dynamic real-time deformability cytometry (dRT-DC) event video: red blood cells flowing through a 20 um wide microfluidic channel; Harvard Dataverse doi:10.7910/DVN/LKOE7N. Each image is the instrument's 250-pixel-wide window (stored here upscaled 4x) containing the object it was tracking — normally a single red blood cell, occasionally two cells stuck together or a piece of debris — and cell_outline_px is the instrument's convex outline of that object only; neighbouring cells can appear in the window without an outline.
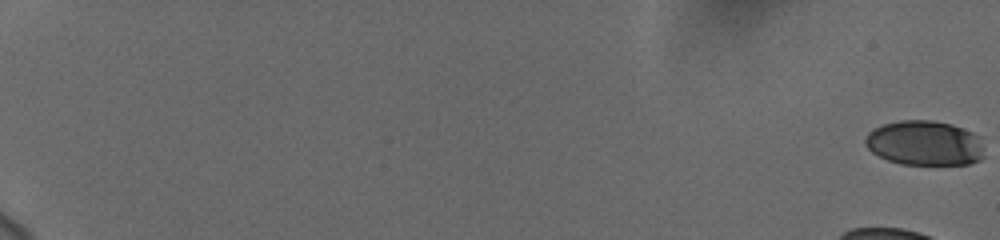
{"species": "human", "species_latin": "Homo sapiens", "temperature_condition": "cold", "stored_images_in_passage": 54, "camera_frame_rate_fps": 3000, "um_per_image_px": 0.085, "donor": {"sex": "female"}, "frame": {"image": 1, "passage_image": 1, "time_ms": 0.0, "image_size_px": [1000, 240], "cell_outline_px": [[984, 156], [980, 160], [968, 164], [900, 164], [888, 160], [872, 152], [864, 144], [864, 140], [868, 132], [872, 128], [884, 124], [900, 120], [932, 120], [952, 124], [972, 132], [980, 136]], "centroid_in_image_um": [78.59, 12.15], "position_along_channel_um": 6.4, "area_um2": 31.27}}